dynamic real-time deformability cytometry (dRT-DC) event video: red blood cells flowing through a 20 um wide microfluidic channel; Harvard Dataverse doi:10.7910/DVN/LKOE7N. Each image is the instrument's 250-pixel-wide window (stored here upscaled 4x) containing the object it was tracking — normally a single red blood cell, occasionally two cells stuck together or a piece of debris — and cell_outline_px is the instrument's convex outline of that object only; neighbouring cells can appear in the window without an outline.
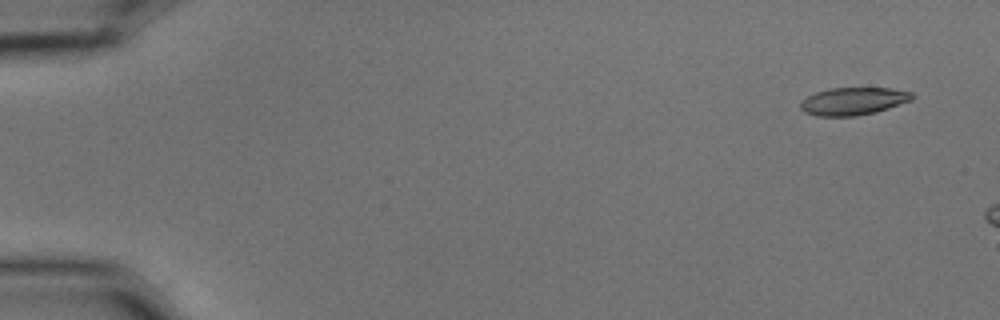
{"species": "common noctule bat (a hibernating species)", "species_latin": "Nyctalus noctula", "temperature_condition": "cold", "stored_images_in_passage": 3, "camera_frame_rate_fps": 3000, "um_per_image_px": 0.085, "animal": {"sex": "male", "body_mass_g": 15.6}, "frame": {"image": 1, "passage_image": 1, "time_ms": 0.0, "image_size_px": [1000, 320], "cell_outline_px": [[916, 96], [912, 100], [876, 112], [856, 116], [816, 116], [804, 112], [800, 108], [800, 100], [816, 92], [828, 88], [892, 88], [912, 92]], "centroid_in_image_um": [72.53, 8.6], "position_along_channel_um": 12.5, "area_um2": 18.15}}